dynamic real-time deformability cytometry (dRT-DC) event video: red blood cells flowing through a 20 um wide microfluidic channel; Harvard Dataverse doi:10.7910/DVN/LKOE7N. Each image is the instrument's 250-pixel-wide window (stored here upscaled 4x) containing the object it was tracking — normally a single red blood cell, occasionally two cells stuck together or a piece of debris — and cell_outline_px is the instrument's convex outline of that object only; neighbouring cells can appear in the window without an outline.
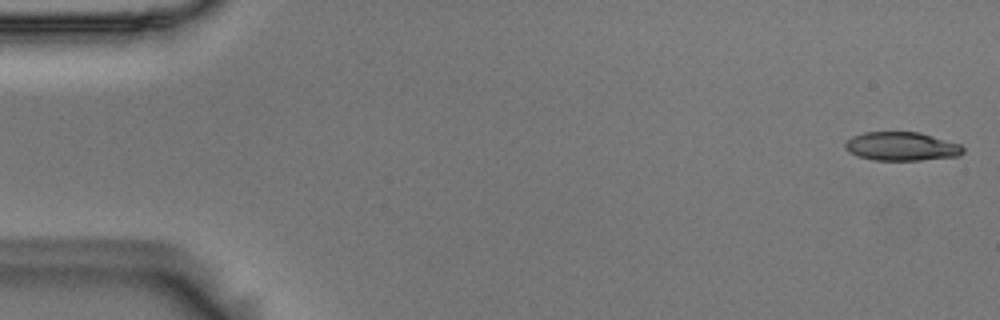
{"species": "Egyptian fruit bat (a non-hibernating species)", "species_latin": "Rousettus aegyptiacus", "temperature_condition": "room temperature", "stored_images_in_passage": 51, "camera_frame_rate_fps": 3000, "um_per_image_px": 0.085, "animal": {"sex": "male"}, "frame": {"image": 1, "passage_image": 1, "time_ms": 0.0, "image_size_px": [1000, 320], "cell_outline_px": [[964, 152], [960, 156], [920, 160], [876, 160], [856, 156], [848, 152], [844, 148], [844, 144], [852, 136], [864, 132], [920, 132], [960, 144], [964, 148]], "centroid_in_image_um": [76.62, 12.44], "position_along_channel_um": 8.4, "area_um2": 19.83}}
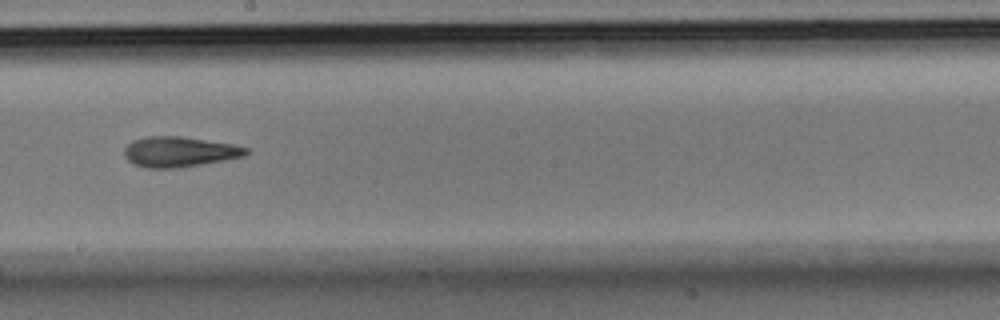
{"frame": {"image": 2, "passage_image": 30, "time_ms": 9.667, "image_size_px": [1000, 320], "cell_outline_px": [[248, 152], [244, 156], [224, 160], [180, 168], [148, 168], [132, 164], [124, 156], [124, 148], [132, 140], [148, 136], [180, 136], [232, 144], [248, 148]], "centroid_in_image_um": [15.2, 12.91], "position_along_channel_um": 233.0, "area_um2": 21.5}}
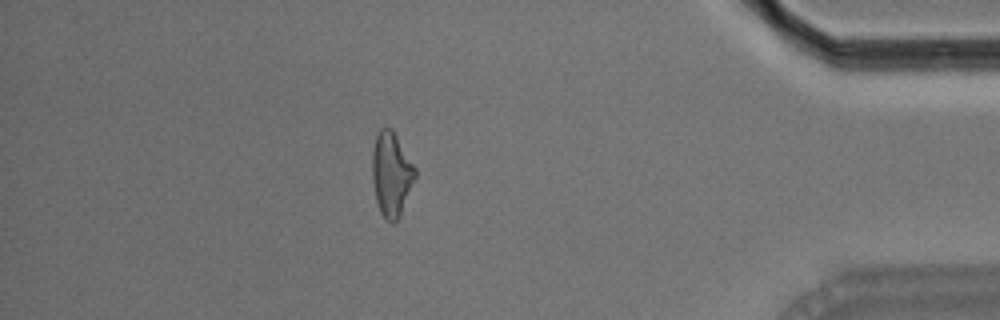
{"frame": {"image": 3, "passage_image": 47, "time_ms": 15.333, "image_size_px": [1000, 320], "cell_outline_px": [[416, 176], [400, 216], [392, 224], [384, 220], [380, 212], [376, 200], [372, 180], [372, 152], [376, 136], [380, 128], [392, 128], [416, 168]], "centroid_in_image_um": [33.26, 14.82], "position_along_channel_um": 401.9, "area_um2": 21.15}}